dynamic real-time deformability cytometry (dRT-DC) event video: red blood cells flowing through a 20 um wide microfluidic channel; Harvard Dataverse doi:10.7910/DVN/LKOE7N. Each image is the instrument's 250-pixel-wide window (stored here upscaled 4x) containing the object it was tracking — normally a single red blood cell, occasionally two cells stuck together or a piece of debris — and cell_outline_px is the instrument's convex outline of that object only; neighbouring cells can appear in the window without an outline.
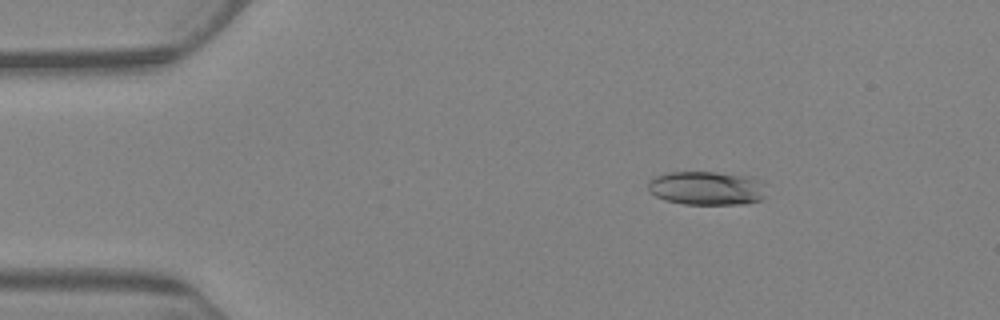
{"species": "Egyptian fruit bat (a non-hibernating species)", "species_latin": "Rousettus aegyptiacus", "temperature_condition": "warm", "stored_images_in_passage": 8, "camera_frame_rate_fps": 3000, "um_per_image_px": 0.085, "animal": {"sex": "female"}, "frame": {"image": 1, "passage_image": 3, "time_ms": 2.333, "image_size_px": [1000, 320], "cell_outline_px": [[764, 196], [760, 200], [744, 204], [684, 204], [664, 200], [656, 196], [648, 188], [648, 180], [656, 176], [668, 172], [716, 172], [752, 176]], "centroid_in_image_um": [59.96, 15.99], "position_along_channel_um": 25.0, "area_um2": 22.83}}
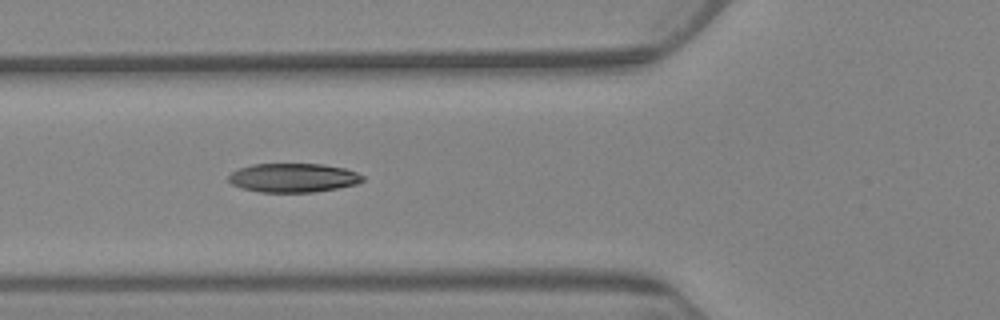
{"frame": {"image": 2, "passage_image": 7, "time_ms": 7.0, "image_size_px": [1000, 320], "cell_outline_px": [[364, 180], [356, 184], [336, 188], [312, 192], [260, 192], [240, 188], [232, 184], [228, 180], [228, 176], [232, 172], [240, 168], [252, 164], [324, 164], [344, 168], [356, 172], [364, 176]], "centroid_in_image_um": [24.91, 15.11], "position_along_channel_um": 100.9, "area_um2": 22.6}}
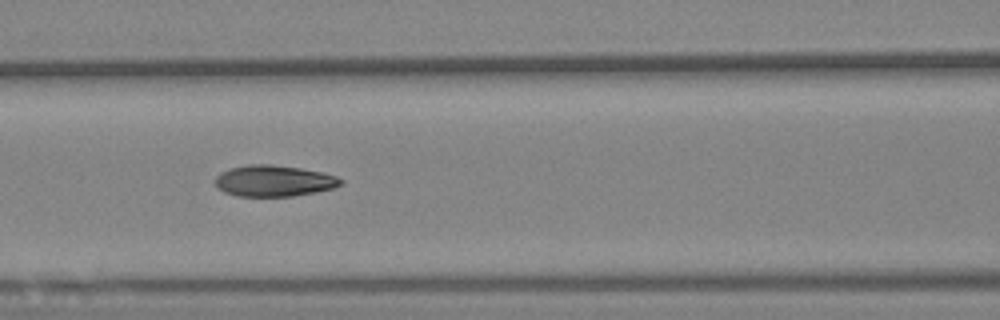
{"frame": {"image": 3, "passage_image": 8, "time_ms": 8.333, "image_size_px": [1000, 320], "cell_outline_px": [[344, 184], [332, 188], [316, 192], [292, 196], [236, 196], [224, 192], [216, 184], [216, 176], [220, 172], [228, 168], [248, 164], [272, 164], [300, 168], [320, 172], [336, 176], [344, 180]], "centroid_in_image_um": [23.28, 15.36], "position_along_channel_um": 143.3, "area_um2": 22.89}}